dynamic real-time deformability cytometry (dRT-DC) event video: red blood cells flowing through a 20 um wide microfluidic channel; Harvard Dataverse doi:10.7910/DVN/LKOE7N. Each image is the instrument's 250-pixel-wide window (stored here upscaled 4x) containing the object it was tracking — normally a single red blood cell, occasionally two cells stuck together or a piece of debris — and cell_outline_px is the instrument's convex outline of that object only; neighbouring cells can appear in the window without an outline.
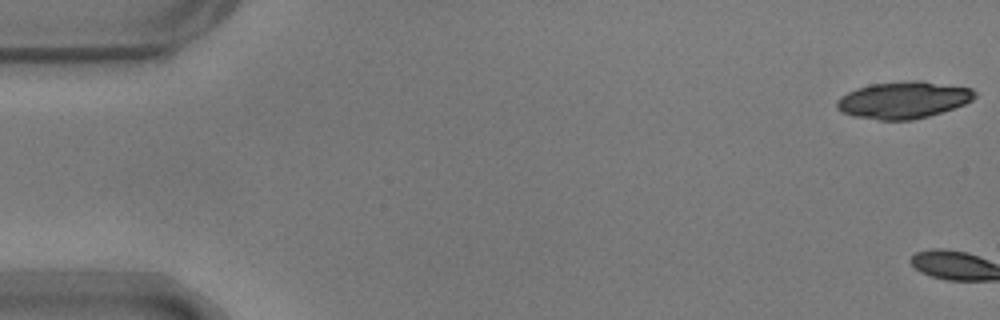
{"species": "common noctule bat (a hibernating species)", "species_latin": "Nyctalus noctula", "temperature_condition": "warm", "stored_images_in_passage": 3, "camera_frame_rate_fps": 3000, "um_per_image_px": 0.085, "animal": {"sex": "male", "body_mass_g": 17.9}, "frame": {"image": 1, "passage_image": 1, "time_ms": 0.0, "image_size_px": [1000, 320], "cell_outline_px": [[976, 96], [972, 100], [964, 104], [928, 116], [912, 120], [880, 120], [852, 116], [840, 112], [836, 108], [836, 100], [840, 96], [856, 88], [872, 84], [908, 80], [920, 80], [972, 88], [976, 92]], "centroid_in_image_um": [76.75, 8.49], "position_along_channel_um": 8.2, "area_um2": 29.82}}